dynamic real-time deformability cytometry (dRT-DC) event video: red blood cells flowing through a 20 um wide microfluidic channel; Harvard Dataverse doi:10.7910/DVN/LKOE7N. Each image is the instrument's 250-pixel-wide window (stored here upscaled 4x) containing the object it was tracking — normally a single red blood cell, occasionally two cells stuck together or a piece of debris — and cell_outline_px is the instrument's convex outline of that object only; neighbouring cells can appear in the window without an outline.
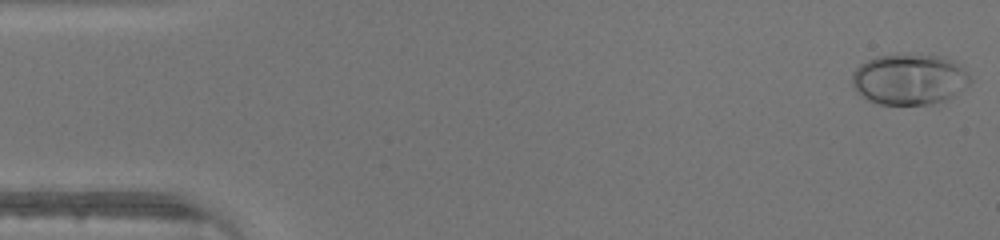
{"species": "human", "species_latin": "Homo sapiens", "temperature_condition": "warm", "stored_images_in_passage": 46, "camera_frame_rate_fps": 3000, "um_per_image_px": 0.085, "donor": {"sex": "male"}, "frame": {"image": 1, "passage_image": 1, "time_ms": 0.0, "image_size_px": [1000, 240], "cell_outline_px": [[972, 80], [964, 88], [948, 100], [932, 104], [880, 104], [868, 100], [856, 92], [852, 84], [852, 72], [860, 64], [876, 56], [944, 56], [964, 64]], "centroid_in_image_um": [77.34, 6.75], "position_along_channel_um": 7.7, "area_um2": 35.08}}
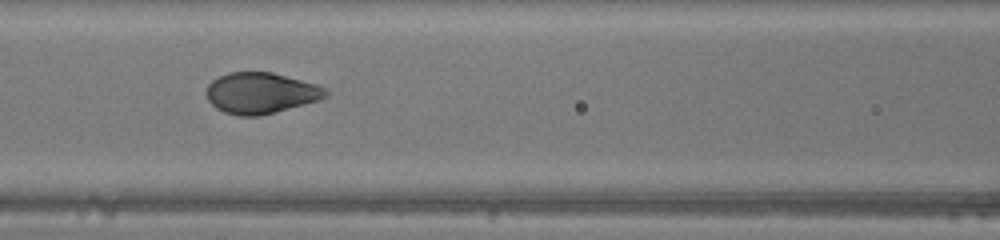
{"frame": {"image": 2, "passage_image": 20, "time_ms": 6.333, "image_size_px": [1000, 240], "cell_outline_px": [[328, 96], [320, 100], [260, 116], [240, 116], [224, 112], [216, 108], [208, 100], [204, 92], [208, 84], [212, 80], [228, 72], [272, 72], [316, 84], [328, 88]], "centroid_in_image_um": [22.16, 7.91], "position_along_channel_um": 144.4, "area_um2": 28.73}}
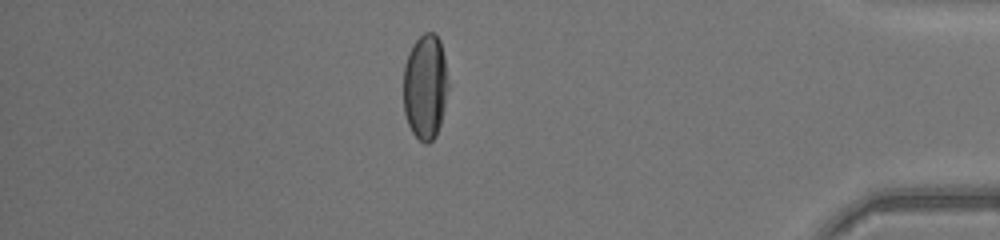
{"frame": {"image": 3, "passage_image": 40, "time_ms": 13.0, "image_size_px": [1000, 240], "cell_outline_px": [[448, 88], [440, 124], [436, 136], [428, 144], [424, 144], [412, 132], [408, 124], [404, 112], [404, 64], [408, 52], [416, 40], [424, 32], [432, 32], [440, 40], [444, 56], [448, 80]], "centroid_in_image_um": [36.14, 7.37], "position_along_channel_um": 399.1, "area_um2": 27.51}}